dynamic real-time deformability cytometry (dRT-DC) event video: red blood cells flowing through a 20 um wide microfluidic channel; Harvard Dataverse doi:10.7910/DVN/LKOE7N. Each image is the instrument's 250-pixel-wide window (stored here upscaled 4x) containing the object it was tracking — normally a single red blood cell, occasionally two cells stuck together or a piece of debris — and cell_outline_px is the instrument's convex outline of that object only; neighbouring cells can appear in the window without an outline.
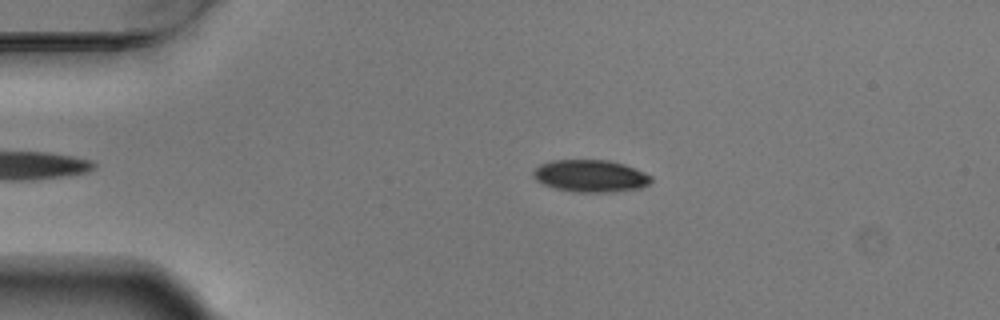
{"species": "Egyptian fruit bat (a non-hibernating species)", "species_latin": "Rousettus aegyptiacus", "temperature_condition": "warm", "stored_images_in_passage": 41, "camera_frame_rate_fps": 3000, "um_per_image_px": 0.085, "animal": {"sex": "male"}, "frame": {"image": 1, "passage_image": 5, "time_ms": 1.333, "image_size_px": [1000, 320], "cell_outline_px": [[652, 180], [648, 184], [640, 188], [612, 192], [580, 192], [556, 188], [544, 184], [536, 180], [532, 176], [532, 172], [540, 164], [552, 160], [608, 160], [624, 164], [644, 172], [652, 176]], "centroid_in_image_um": [50.19, 14.95], "position_along_channel_um": 34.8, "area_um2": 22.02}}
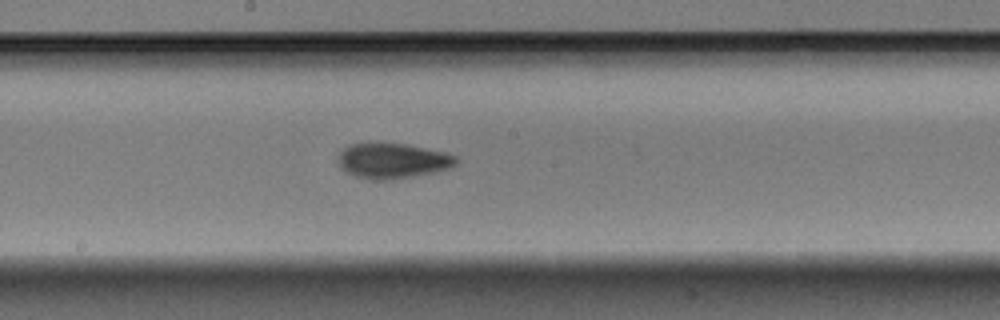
{"frame": {"image": 2, "passage_image": 23, "time_ms": 7.333, "image_size_px": [1000, 320], "cell_outline_px": [[460, 160], [456, 164], [448, 168], [436, 172], [392, 180], [372, 180], [356, 176], [340, 168], [336, 164], [336, 156], [344, 148], [352, 144], [404, 144], [444, 152], [456, 156]], "centroid_in_image_um": [33.35, 13.69], "position_along_channel_um": 214.9, "area_um2": 24.22}}
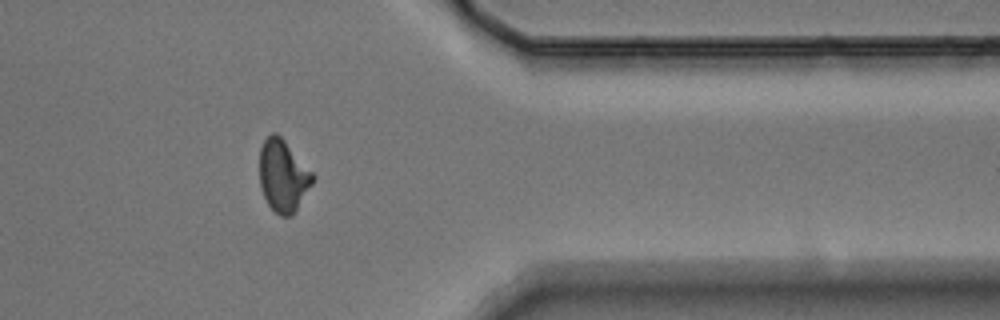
{"frame": {"image": 3, "passage_image": 38, "time_ms": 12.333, "image_size_px": [1000, 320], "cell_outline_px": [[316, 176], [312, 184], [292, 216], [280, 216], [268, 204], [260, 188], [260, 148], [264, 140], [272, 132], [276, 132], [284, 140]], "centroid_in_image_um": [24.06, 14.94], "position_along_channel_um": 387.3, "area_um2": 22.14}, "authors_computed_cell_mechanics": {"area_um2": 22.9466, "velocity_mm_per_s": 3.7243, "shape_relaxation_time_tau1_ms": 6.0354, "shape_relaxation_time_tau2_ms": 4.8353, "deformation_change_tau1": 0.1641, "deformation_change_tau2": 0.1012}}